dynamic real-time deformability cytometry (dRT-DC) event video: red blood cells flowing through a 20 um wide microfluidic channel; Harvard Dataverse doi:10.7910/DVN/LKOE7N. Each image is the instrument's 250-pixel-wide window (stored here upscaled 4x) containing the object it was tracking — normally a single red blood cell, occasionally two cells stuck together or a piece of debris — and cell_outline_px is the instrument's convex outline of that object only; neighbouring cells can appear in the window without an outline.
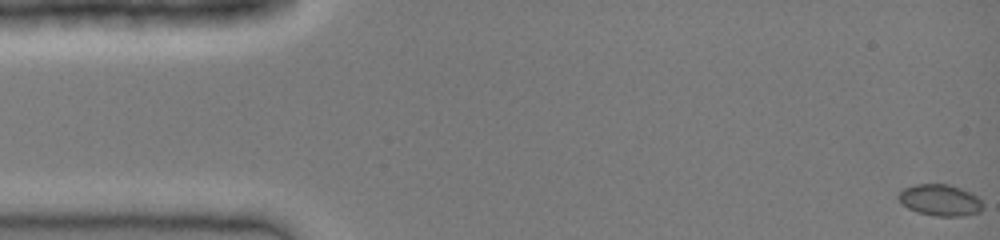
{"species": "common noctule bat (a hibernating species)", "species_latin": "Nyctalus noctula", "temperature_condition": "cold", "stored_images_in_passage": 43, "camera_frame_rate_fps": 3000, "um_per_image_px": 0.085, "animal": {"sex": "female", "body_mass_g": 19.0, "forearm_length_mm": 51.5}, "frame": {"image": 1, "passage_image": 1, "time_ms": 0.0, "image_size_px": [1000, 240], "cell_outline_px": [[984, 204], [980, 212], [964, 216], [936, 216], [916, 212], [908, 208], [896, 196], [900, 188], [916, 184], [948, 184], [960, 188], [980, 196]], "centroid_in_image_um": [79.92, 17.0], "position_along_channel_um": 5.1, "area_um2": 15.78}}
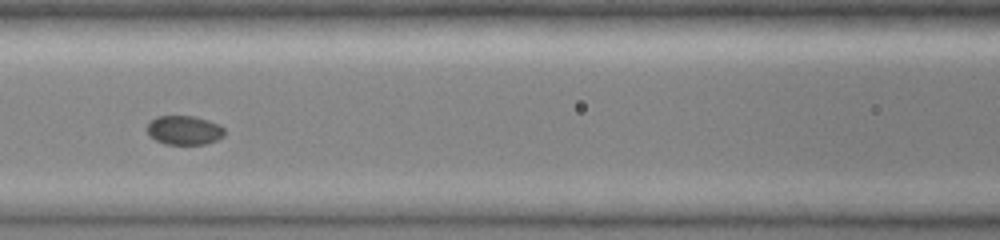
{"frame": {"image": 2, "passage_image": 19, "time_ms": 6.0, "image_size_px": [1000, 240], "cell_outline_px": [[224, 136], [216, 140], [204, 144], [164, 144], [148, 136], [148, 124], [156, 116], [196, 116], [220, 124], [224, 128]], "centroid_in_image_um": [15.67, 11.06], "position_along_channel_um": 150.9, "area_um2": 13.18}}
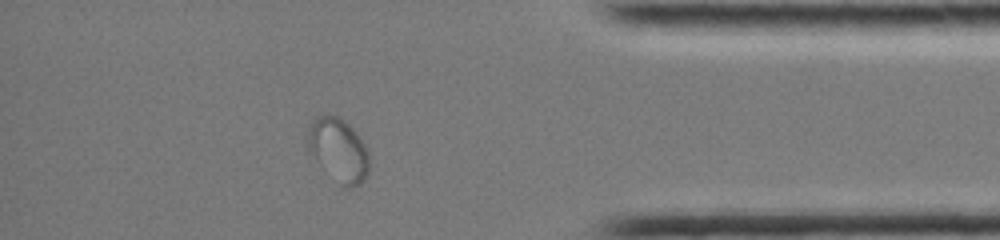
{"frame": {"image": 3, "passage_image": 37, "time_ms": 12.0, "image_size_px": [1000, 240], "cell_outline_px": [[368, 176], [360, 184], [352, 188], [340, 188], [308, 156], [304, 144], [312, 120], [320, 112], [324, 112], [340, 116], [356, 132], [368, 148]], "centroid_in_image_um": [28.69, 12.77], "position_along_channel_um": 406.5, "area_um2": 24.33}}